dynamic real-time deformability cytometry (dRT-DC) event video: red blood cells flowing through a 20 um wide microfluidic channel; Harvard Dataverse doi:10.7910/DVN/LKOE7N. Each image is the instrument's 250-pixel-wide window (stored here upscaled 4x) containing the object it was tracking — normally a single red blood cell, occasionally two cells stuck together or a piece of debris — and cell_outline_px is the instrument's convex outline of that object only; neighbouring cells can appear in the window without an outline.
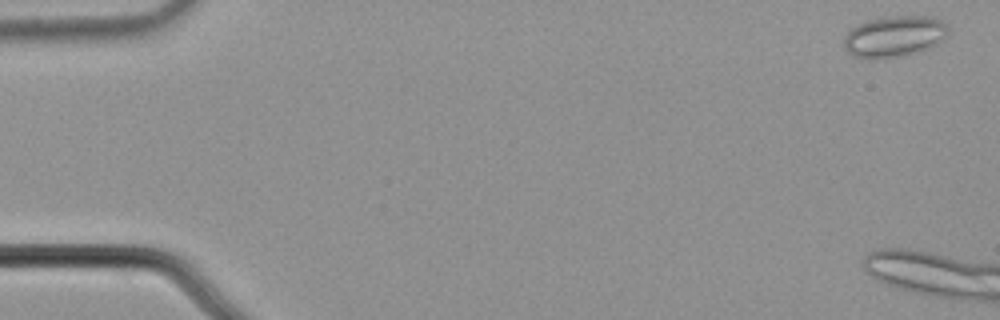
{"species": "common noctule bat (a hibernating species)", "species_latin": "Nyctalus noctula", "temperature_condition": "cold", "stored_images_in_passage": 4, "camera_frame_rate_fps": 3000, "um_per_image_px": 0.085, "animal": {"sex": "male", "body_mass_g": 21.5, "forearm_length_mm": 52.0}, "frame": {"image": 1, "passage_image": 1, "time_ms": 0.0, "image_size_px": [1000, 320], "cell_outline_px": [[948, 36], [936, 44], [920, 52], [900, 56], [872, 60], [868, 60], [852, 56], [844, 48], [844, 36], [852, 28], [868, 20], [892, 16], [932, 16], [948, 24]], "centroid_in_image_um": [76.02, 3.11], "position_along_channel_um": 9.0, "area_um2": 25.32}}